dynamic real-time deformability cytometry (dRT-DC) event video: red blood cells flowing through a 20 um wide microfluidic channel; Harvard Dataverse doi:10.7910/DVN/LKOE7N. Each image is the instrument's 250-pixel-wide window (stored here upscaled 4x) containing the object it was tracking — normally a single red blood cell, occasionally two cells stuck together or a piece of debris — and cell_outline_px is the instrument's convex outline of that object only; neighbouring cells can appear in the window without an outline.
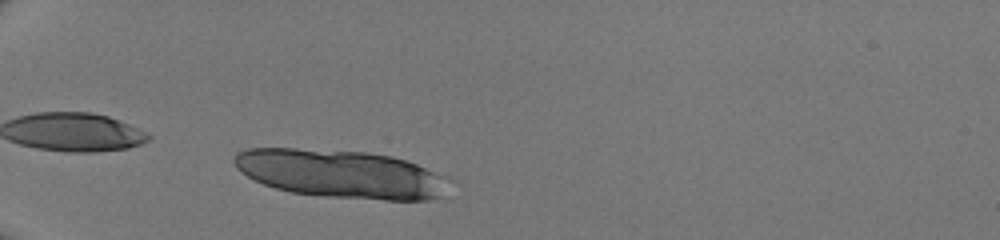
{"species": "human", "species_latin": "Homo sapiens", "temperature_condition": "room temperature", "stored_images_in_passage": 9, "camera_frame_rate_fps": 3000, "um_per_image_px": 0.085, "donor": {"sex": "male"}, "frame": {"image": 1, "passage_image": 3, "time_ms": 0.667, "image_size_px": [1000, 240], "cell_outline_px": [[452, 180], [432, 200], [384, 200], [324, 196], [292, 192], [276, 188], [264, 184], [240, 172], [236, 168], [232, 160], [236, 152], [248, 148], [296, 148], [364, 152], [392, 156], [416, 164], [448, 176]], "centroid_in_image_um": [28.94, 14.77], "position_along_channel_um": 56.1, "area_um2": 60.23}}